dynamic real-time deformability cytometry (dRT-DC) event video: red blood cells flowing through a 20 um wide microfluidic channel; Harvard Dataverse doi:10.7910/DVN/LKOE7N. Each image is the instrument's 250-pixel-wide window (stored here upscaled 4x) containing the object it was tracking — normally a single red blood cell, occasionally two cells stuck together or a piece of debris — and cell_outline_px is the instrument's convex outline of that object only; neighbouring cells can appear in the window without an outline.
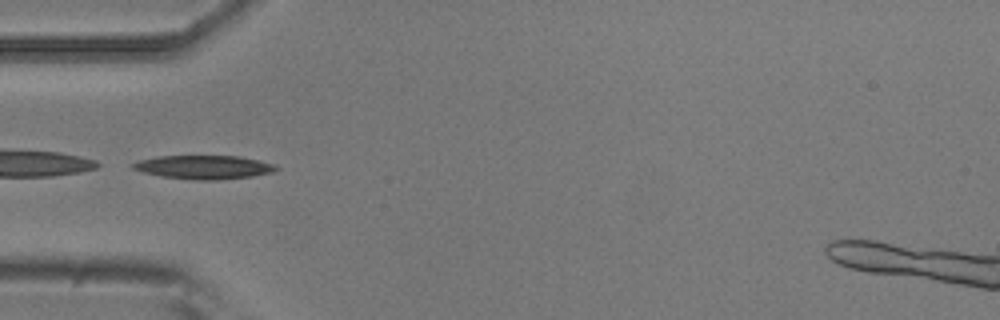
{"species": "common noctule bat (a hibernating species)", "species_latin": "Nyctalus noctula", "temperature_condition": "room temperature", "stored_images_in_passage": 6, "camera_frame_rate_fps": 3000, "um_per_image_px": 0.085, "animal": {"sex": "male", "body_mass_g": 20.5, "forearm_length_mm": 52.5}, "frame": {"image": 1, "passage_image": 4, "time_ms": 4.667, "image_size_px": [1000, 320], "cell_outline_px": [[280, 168], [272, 172], [252, 176], [216, 180], [196, 180], [160, 176], [144, 172], [132, 168], [128, 164], [140, 160], [156, 156], [240, 156], [276, 164]], "centroid_in_image_um": [17.32, 14.2], "position_along_channel_um": 67.7, "area_um2": 19.83}}
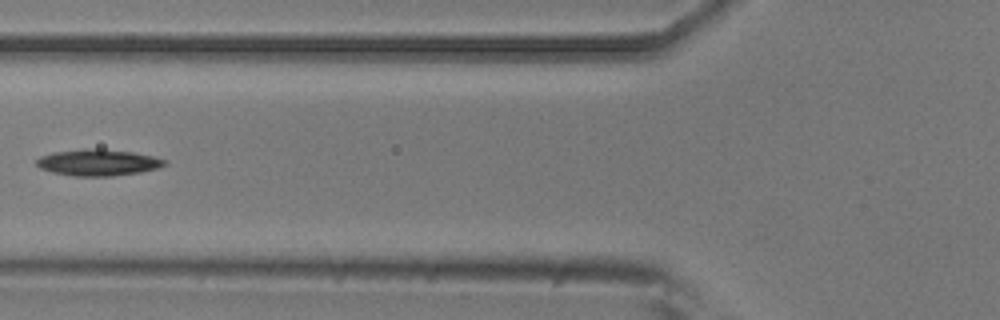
{"frame": {"image": 2, "passage_image": 5, "time_ms": 6.0, "image_size_px": [1000, 320], "cell_outline_px": [[164, 164], [160, 168], [140, 172], [112, 176], [72, 176], [52, 172], [40, 168], [36, 164], [36, 160], [40, 156], [52, 152], [84, 148], [100, 148], [132, 152], [152, 156], [164, 160]], "centroid_in_image_um": [8.28, 13.8], "position_along_channel_um": 117.5, "area_um2": 19.77}}
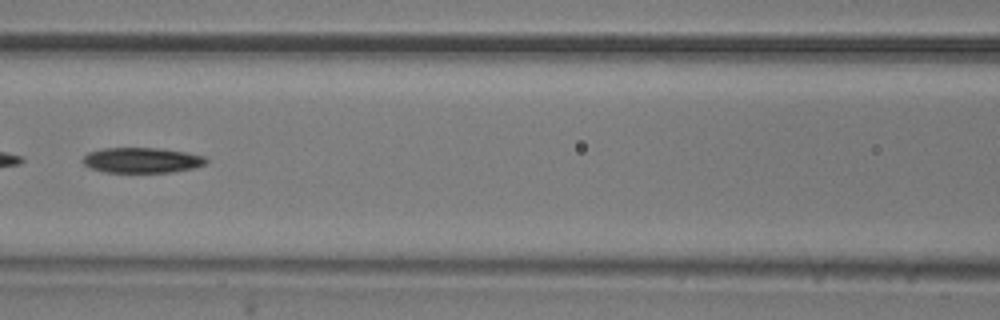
{"frame": {"image": 3, "passage_image": 6, "time_ms": 7.0, "image_size_px": [1000, 320], "cell_outline_px": [[208, 160], [204, 164], [196, 168], [172, 172], [104, 172], [92, 168], [84, 164], [84, 156], [88, 152], [104, 148], [156, 148], [184, 152], [204, 156]], "centroid_in_image_um": [12.08, 13.62], "position_along_channel_um": 154.5, "area_um2": 18.03}}